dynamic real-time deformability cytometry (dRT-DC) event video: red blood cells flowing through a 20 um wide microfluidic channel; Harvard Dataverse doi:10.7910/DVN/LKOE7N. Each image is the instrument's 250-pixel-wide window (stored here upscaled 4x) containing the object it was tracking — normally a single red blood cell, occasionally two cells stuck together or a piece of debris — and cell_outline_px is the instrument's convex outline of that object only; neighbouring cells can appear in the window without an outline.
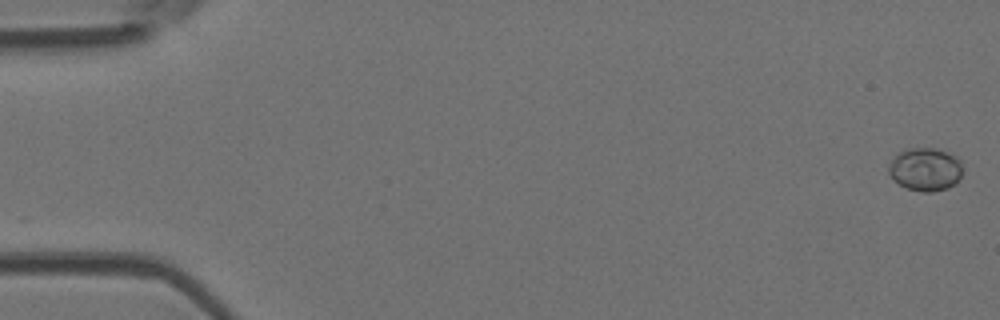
{"species": "Egyptian fruit bat (a non-hibernating species)", "species_latin": "Rousettus aegyptiacus", "temperature_condition": "room temperature", "stored_images_in_passage": 53, "camera_frame_rate_fps": 3000, "um_per_image_px": 0.085, "animal": {"sex": "female"}, "frame": {"image": 1, "passage_image": 1, "time_ms": 0.0, "image_size_px": [1000, 320], "cell_outline_px": [[960, 176], [948, 188], [932, 192], [920, 192], [908, 188], [900, 184], [888, 172], [888, 164], [900, 152], [908, 148], [936, 148], [948, 152], [956, 156], [960, 160]], "centroid_in_image_um": [78.64, 14.38], "position_along_channel_um": 6.4, "area_um2": 18.26}}
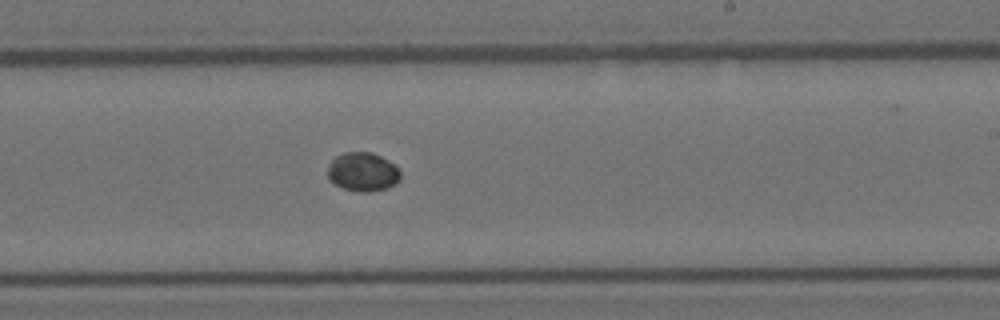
{"frame": {"image": 2, "passage_image": 32, "time_ms": 10.333, "image_size_px": [1000, 320], "cell_outline_px": [[400, 180], [396, 184], [388, 188], [368, 192], [360, 192], [344, 188], [328, 180], [328, 168], [332, 160], [336, 156], [344, 152], [372, 152], [388, 160], [400, 172]], "centroid_in_image_um": [30.84, 14.61], "position_along_channel_um": 258.2, "area_um2": 16.42}}
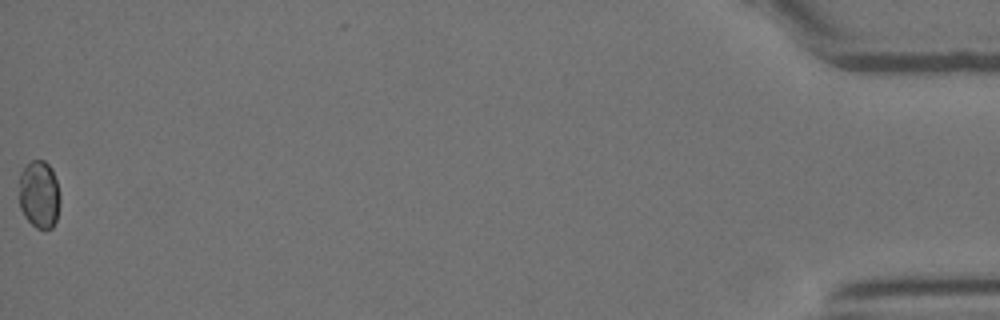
{"frame": {"image": 3, "passage_image": 53, "time_ms": 17.333, "image_size_px": [1000, 320], "cell_outline_px": [[60, 204], [56, 220], [52, 228], [36, 228], [24, 216], [20, 208], [20, 172], [32, 160], [44, 160], [52, 168], [56, 180], [60, 196]], "centroid_in_image_um": [3.35, 16.52], "position_along_channel_um": 431.9, "area_um2": 16.13}}